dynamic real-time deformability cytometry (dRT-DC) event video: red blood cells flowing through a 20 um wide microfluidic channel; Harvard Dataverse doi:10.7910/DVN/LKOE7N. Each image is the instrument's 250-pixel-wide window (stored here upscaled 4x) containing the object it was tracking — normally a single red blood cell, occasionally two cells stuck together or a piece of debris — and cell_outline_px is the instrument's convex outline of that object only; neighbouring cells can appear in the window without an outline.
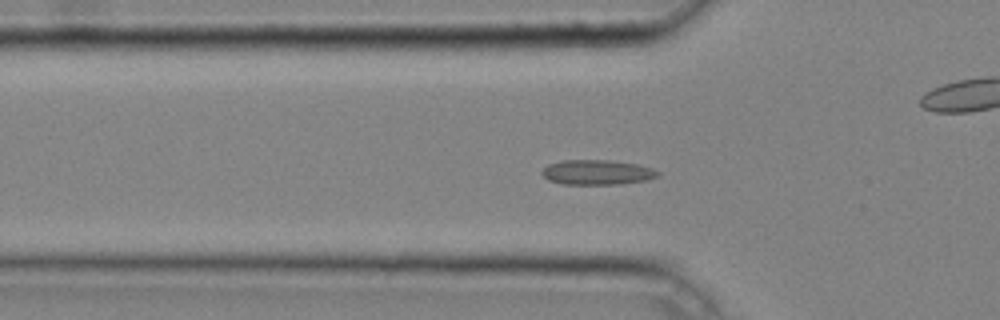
{"species": "common noctule bat (a hibernating species)", "species_latin": "Nyctalus noctula", "temperature_condition": "cold", "stored_images_in_passage": 45, "camera_frame_rate_fps": 3000, "um_per_image_px": 0.085, "animal": {"sex": "male", "body_mass_g": 20.4}, "frame": {"image": 1, "passage_image": 15, "time_ms": 4.667, "image_size_px": [1000, 320], "cell_outline_px": [[660, 176], [648, 180], [620, 184], [564, 184], [548, 180], [540, 172], [548, 164], [564, 160], [608, 160], [636, 164], [652, 168], [660, 172]], "centroid_in_image_um": [50.77, 14.65], "position_along_channel_um": 75.0, "area_um2": 16.82}}
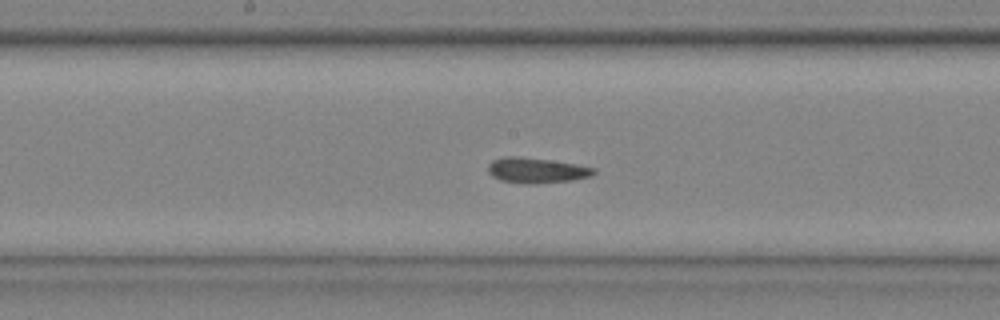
{"frame": {"image": 2, "passage_image": 24, "time_ms": 7.667, "image_size_px": [1000, 320], "cell_outline_px": [[596, 172], [592, 176], [572, 180], [536, 184], [528, 184], [500, 180], [492, 176], [488, 172], [488, 164], [492, 160], [504, 156], [516, 156], [552, 160], [576, 164], [596, 168]], "centroid_in_image_um": [45.6, 14.48], "position_along_channel_um": 202.6, "area_um2": 15.78}}
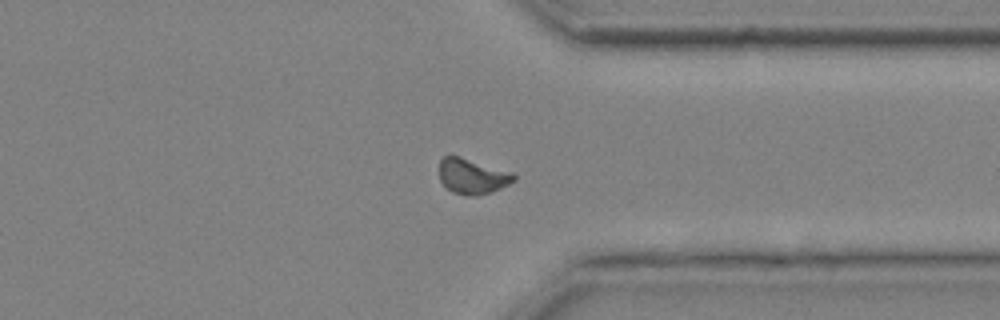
{"frame": {"image": 3, "passage_image": 36, "time_ms": 11.667, "image_size_px": [1000, 320], "cell_outline_px": [[516, 180], [492, 192], [476, 196], [464, 196], [452, 192], [440, 180], [440, 160], [448, 152], [516, 172]], "centroid_in_image_um": [40.17, 14.94], "position_along_channel_um": 371.2, "area_um2": 16.01}, "authors_computed_cell_mechanics": {"area_um2": 15.606, "velocity_mm_per_s": 4.2502, "shape_relaxation_time_tau1_ms": 5.6543, "shape_relaxation_time_tau2_ms": null, "deformation_change_tau1": 0.0745, "deformation_change_tau2": null}}